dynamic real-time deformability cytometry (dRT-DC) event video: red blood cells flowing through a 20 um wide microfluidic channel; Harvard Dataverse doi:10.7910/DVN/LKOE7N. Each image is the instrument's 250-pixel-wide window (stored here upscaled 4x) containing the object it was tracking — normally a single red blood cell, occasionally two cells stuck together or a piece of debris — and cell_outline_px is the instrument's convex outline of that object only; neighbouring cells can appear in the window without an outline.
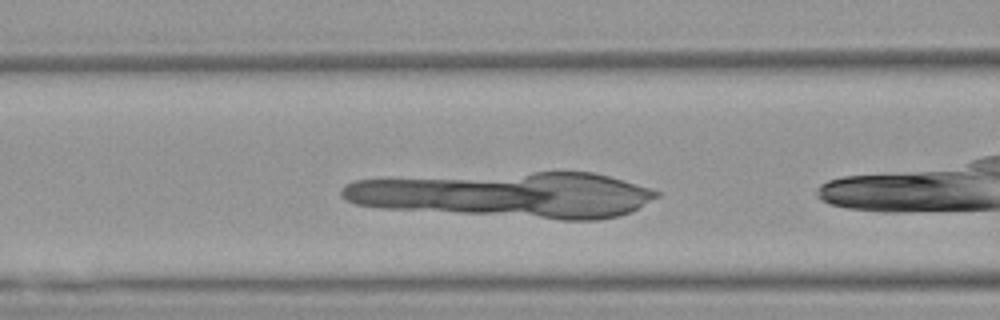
{"species": "Egyptian fruit bat (a non-hibernating species)", "species_latin": "Rousettus aegyptiacus", "temperature_condition": "warm", "stored_images_in_passage": 10, "camera_frame_rate_fps": 3000, "um_per_image_px": 0.085, "animal": {"sex": "female"}, "frame": {"image": 1, "passage_image": 5, "time_ms": 1.333, "image_size_px": [1000, 320], "cell_outline_px": [[544, 196], [528, 204], [500, 208], [460, 208], [448, 184], [500, 184], [544, 192]], "centroid_in_image_um": [41.87, 16.64], "position_along_channel_um": 124.7, "area_um2": 13.01}}